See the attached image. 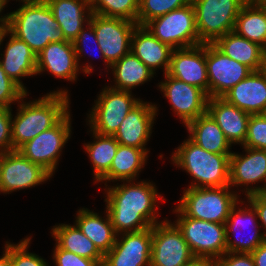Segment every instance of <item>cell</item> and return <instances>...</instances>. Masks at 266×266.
<instances>
[{"label":"cell","instance_id":"cell-1","mask_svg":"<svg viewBox=\"0 0 266 266\" xmlns=\"http://www.w3.org/2000/svg\"><path fill=\"white\" fill-rule=\"evenodd\" d=\"M127 183L105 188L106 211L118 236L145 230L159 223L156 202L162 196L157 194L155 185L144 180L137 184L133 181Z\"/></svg>","mask_w":266,"mask_h":266},{"label":"cell","instance_id":"cell-2","mask_svg":"<svg viewBox=\"0 0 266 266\" xmlns=\"http://www.w3.org/2000/svg\"><path fill=\"white\" fill-rule=\"evenodd\" d=\"M26 96L18 102L20 105L14 119L12 116V151L55 126L69 112L68 90L53 91L27 103L23 101Z\"/></svg>","mask_w":266,"mask_h":266},{"label":"cell","instance_id":"cell-3","mask_svg":"<svg viewBox=\"0 0 266 266\" xmlns=\"http://www.w3.org/2000/svg\"><path fill=\"white\" fill-rule=\"evenodd\" d=\"M8 27L36 56L51 42L67 41L46 1L23 2L9 13Z\"/></svg>","mask_w":266,"mask_h":266},{"label":"cell","instance_id":"cell-4","mask_svg":"<svg viewBox=\"0 0 266 266\" xmlns=\"http://www.w3.org/2000/svg\"><path fill=\"white\" fill-rule=\"evenodd\" d=\"M230 156L206 151L187 138L172 154V162L194 178L189 187H223L229 186Z\"/></svg>","mask_w":266,"mask_h":266},{"label":"cell","instance_id":"cell-5","mask_svg":"<svg viewBox=\"0 0 266 266\" xmlns=\"http://www.w3.org/2000/svg\"><path fill=\"white\" fill-rule=\"evenodd\" d=\"M230 186L184 189L177 207L190 218L225 224L238 201Z\"/></svg>","mask_w":266,"mask_h":266},{"label":"cell","instance_id":"cell-6","mask_svg":"<svg viewBox=\"0 0 266 266\" xmlns=\"http://www.w3.org/2000/svg\"><path fill=\"white\" fill-rule=\"evenodd\" d=\"M175 225L181 231L194 257L218 260L227 252L225 224L187 217L177 206Z\"/></svg>","mask_w":266,"mask_h":266},{"label":"cell","instance_id":"cell-7","mask_svg":"<svg viewBox=\"0 0 266 266\" xmlns=\"http://www.w3.org/2000/svg\"><path fill=\"white\" fill-rule=\"evenodd\" d=\"M191 3L199 40L205 44L234 31L236 18L246 0H191Z\"/></svg>","mask_w":266,"mask_h":266},{"label":"cell","instance_id":"cell-8","mask_svg":"<svg viewBox=\"0 0 266 266\" xmlns=\"http://www.w3.org/2000/svg\"><path fill=\"white\" fill-rule=\"evenodd\" d=\"M157 39L172 49L201 44L196 29L195 9L192 3L151 19L144 25Z\"/></svg>","mask_w":266,"mask_h":266},{"label":"cell","instance_id":"cell-9","mask_svg":"<svg viewBox=\"0 0 266 266\" xmlns=\"http://www.w3.org/2000/svg\"><path fill=\"white\" fill-rule=\"evenodd\" d=\"M131 92L105 87L88 115L90 129L101 135H114L129 111L141 101L133 98Z\"/></svg>","mask_w":266,"mask_h":266},{"label":"cell","instance_id":"cell-10","mask_svg":"<svg viewBox=\"0 0 266 266\" xmlns=\"http://www.w3.org/2000/svg\"><path fill=\"white\" fill-rule=\"evenodd\" d=\"M70 120L69 111L55 126L26 142L18 151L52 176L58 165L62 148L71 137Z\"/></svg>","mask_w":266,"mask_h":266},{"label":"cell","instance_id":"cell-11","mask_svg":"<svg viewBox=\"0 0 266 266\" xmlns=\"http://www.w3.org/2000/svg\"><path fill=\"white\" fill-rule=\"evenodd\" d=\"M89 23L94 27L103 57L110 65L130 52L136 22L92 13Z\"/></svg>","mask_w":266,"mask_h":266},{"label":"cell","instance_id":"cell-12","mask_svg":"<svg viewBox=\"0 0 266 266\" xmlns=\"http://www.w3.org/2000/svg\"><path fill=\"white\" fill-rule=\"evenodd\" d=\"M194 258L178 227L167 219L152 226L150 266H183Z\"/></svg>","mask_w":266,"mask_h":266},{"label":"cell","instance_id":"cell-13","mask_svg":"<svg viewBox=\"0 0 266 266\" xmlns=\"http://www.w3.org/2000/svg\"><path fill=\"white\" fill-rule=\"evenodd\" d=\"M206 64L209 98L222 97L252 70L224 55L212 43H206Z\"/></svg>","mask_w":266,"mask_h":266},{"label":"cell","instance_id":"cell-14","mask_svg":"<svg viewBox=\"0 0 266 266\" xmlns=\"http://www.w3.org/2000/svg\"><path fill=\"white\" fill-rule=\"evenodd\" d=\"M165 81L159 83V89L169 99L176 115L185 126L207 113L209 96L200 88L180 81L167 73Z\"/></svg>","mask_w":266,"mask_h":266},{"label":"cell","instance_id":"cell-15","mask_svg":"<svg viewBox=\"0 0 266 266\" xmlns=\"http://www.w3.org/2000/svg\"><path fill=\"white\" fill-rule=\"evenodd\" d=\"M52 177L40 165L25 158L18 150L5 152L0 173V192L9 194L16 190L40 185Z\"/></svg>","mask_w":266,"mask_h":266},{"label":"cell","instance_id":"cell-16","mask_svg":"<svg viewBox=\"0 0 266 266\" xmlns=\"http://www.w3.org/2000/svg\"><path fill=\"white\" fill-rule=\"evenodd\" d=\"M118 237L111 250L104 255L102 266H150L152 227L122 233L121 239Z\"/></svg>","mask_w":266,"mask_h":266},{"label":"cell","instance_id":"cell-17","mask_svg":"<svg viewBox=\"0 0 266 266\" xmlns=\"http://www.w3.org/2000/svg\"><path fill=\"white\" fill-rule=\"evenodd\" d=\"M167 74L202 89L208 95L206 43L173 49Z\"/></svg>","mask_w":266,"mask_h":266},{"label":"cell","instance_id":"cell-18","mask_svg":"<svg viewBox=\"0 0 266 266\" xmlns=\"http://www.w3.org/2000/svg\"><path fill=\"white\" fill-rule=\"evenodd\" d=\"M246 155L233 152L230 156L229 186H247L245 195L266 191V150L243 147ZM263 181V182H262ZM262 182L264 186L250 187L248 184Z\"/></svg>","mask_w":266,"mask_h":266},{"label":"cell","instance_id":"cell-19","mask_svg":"<svg viewBox=\"0 0 266 266\" xmlns=\"http://www.w3.org/2000/svg\"><path fill=\"white\" fill-rule=\"evenodd\" d=\"M155 104L141 100L133 107L113 135L120 145L146 149L157 115Z\"/></svg>","mask_w":266,"mask_h":266},{"label":"cell","instance_id":"cell-20","mask_svg":"<svg viewBox=\"0 0 266 266\" xmlns=\"http://www.w3.org/2000/svg\"><path fill=\"white\" fill-rule=\"evenodd\" d=\"M222 98L250 115L266 114V69L252 71Z\"/></svg>","mask_w":266,"mask_h":266},{"label":"cell","instance_id":"cell-21","mask_svg":"<svg viewBox=\"0 0 266 266\" xmlns=\"http://www.w3.org/2000/svg\"><path fill=\"white\" fill-rule=\"evenodd\" d=\"M79 68L74 45L70 41L51 42L37 55V74L46 70L55 77L74 82Z\"/></svg>","mask_w":266,"mask_h":266},{"label":"cell","instance_id":"cell-22","mask_svg":"<svg viewBox=\"0 0 266 266\" xmlns=\"http://www.w3.org/2000/svg\"><path fill=\"white\" fill-rule=\"evenodd\" d=\"M207 113L214 119L231 143L243 145L250 114L230 104L222 97L209 98Z\"/></svg>","mask_w":266,"mask_h":266},{"label":"cell","instance_id":"cell-23","mask_svg":"<svg viewBox=\"0 0 266 266\" xmlns=\"http://www.w3.org/2000/svg\"><path fill=\"white\" fill-rule=\"evenodd\" d=\"M238 203L239 202H237L231 209L228 219L225 223L227 252L252 253L260 244L265 241V238L263 233L260 232L259 227L261 226L260 223L257 222L258 219L256 218H258V215L253 205L248 202V209L247 207L241 209L237 207ZM247 225H251L253 226L252 228H255L253 233L249 235V238H238L233 242V240L230 238V233L233 231V234L235 235V230L239 229L240 227L244 228Z\"/></svg>","mask_w":266,"mask_h":266},{"label":"cell","instance_id":"cell-24","mask_svg":"<svg viewBox=\"0 0 266 266\" xmlns=\"http://www.w3.org/2000/svg\"><path fill=\"white\" fill-rule=\"evenodd\" d=\"M9 42H7L3 51V60H0V66L10 79L17 83L26 93V87L20 78L37 75L36 65L37 56L31 48L21 39L9 31Z\"/></svg>","mask_w":266,"mask_h":266},{"label":"cell","instance_id":"cell-25","mask_svg":"<svg viewBox=\"0 0 266 266\" xmlns=\"http://www.w3.org/2000/svg\"><path fill=\"white\" fill-rule=\"evenodd\" d=\"M172 48L157 39L145 26L137 25L131 36L130 51L154 73L163 67L164 74L170 65Z\"/></svg>","mask_w":266,"mask_h":266},{"label":"cell","instance_id":"cell-26","mask_svg":"<svg viewBox=\"0 0 266 266\" xmlns=\"http://www.w3.org/2000/svg\"><path fill=\"white\" fill-rule=\"evenodd\" d=\"M212 44L224 55L246 65L252 71L265 69V49L235 31L219 37Z\"/></svg>","mask_w":266,"mask_h":266},{"label":"cell","instance_id":"cell-27","mask_svg":"<svg viewBox=\"0 0 266 266\" xmlns=\"http://www.w3.org/2000/svg\"><path fill=\"white\" fill-rule=\"evenodd\" d=\"M50 6L55 20L60 25L65 39L73 42L89 22L91 12L90 0H45ZM86 13L88 14L86 16Z\"/></svg>","mask_w":266,"mask_h":266},{"label":"cell","instance_id":"cell-28","mask_svg":"<svg viewBox=\"0 0 266 266\" xmlns=\"http://www.w3.org/2000/svg\"><path fill=\"white\" fill-rule=\"evenodd\" d=\"M186 127L190 133L189 139L204 150L215 154H232L231 143L208 113L189 122Z\"/></svg>","mask_w":266,"mask_h":266},{"label":"cell","instance_id":"cell-29","mask_svg":"<svg viewBox=\"0 0 266 266\" xmlns=\"http://www.w3.org/2000/svg\"><path fill=\"white\" fill-rule=\"evenodd\" d=\"M76 225L82 233L89 238L97 249L105 255L114 246L117 234L106 211V217L102 219L99 214L82 208L77 211Z\"/></svg>","mask_w":266,"mask_h":266},{"label":"cell","instance_id":"cell-30","mask_svg":"<svg viewBox=\"0 0 266 266\" xmlns=\"http://www.w3.org/2000/svg\"><path fill=\"white\" fill-rule=\"evenodd\" d=\"M149 150L120 145L109 171L98 181H134L148 158Z\"/></svg>","mask_w":266,"mask_h":266},{"label":"cell","instance_id":"cell-31","mask_svg":"<svg viewBox=\"0 0 266 266\" xmlns=\"http://www.w3.org/2000/svg\"><path fill=\"white\" fill-rule=\"evenodd\" d=\"M115 85L118 90L131 91L134 87L149 81L155 74L131 51L111 65Z\"/></svg>","mask_w":266,"mask_h":266},{"label":"cell","instance_id":"cell-32","mask_svg":"<svg viewBox=\"0 0 266 266\" xmlns=\"http://www.w3.org/2000/svg\"><path fill=\"white\" fill-rule=\"evenodd\" d=\"M52 236L61 249L95 261H103L104 255L95 244L87 238L80 228L74 224H59L52 228Z\"/></svg>","mask_w":266,"mask_h":266},{"label":"cell","instance_id":"cell-33","mask_svg":"<svg viewBox=\"0 0 266 266\" xmlns=\"http://www.w3.org/2000/svg\"><path fill=\"white\" fill-rule=\"evenodd\" d=\"M234 31L266 49V7L246 2L236 18Z\"/></svg>","mask_w":266,"mask_h":266},{"label":"cell","instance_id":"cell-34","mask_svg":"<svg viewBox=\"0 0 266 266\" xmlns=\"http://www.w3.org/2000/svg\"><path fill=\"white\" fill-rule=\"evenodd\" d=\"M90 131L96 140L84 147L93 165L94 180L98 182L109 171L119 143L113 135H101Z\"/></svg>","mask_w":266,"mask_h":266},{"label":"cell","instance_id":"cell-35","mask_svg":"<svg viewBox=\"0 0 266 266\" xmlns=\"http://www.w3.org/2000/svg\"><path fill=\"white\" fill-rule=\"evenodd\" d=\"M140 0H91V12L137 23Z\"/></svg>","mask_w":266,"mask_h":266},{"label":"cell","instance_id":"cell-36","mask_svg":"<svg viewBox=\"0 0 266 266\" xmlns=\"http://www.w3.org/2000/svg\"><path fill=\"white\" fill-rule=\"evenodd\" d=\"M190 3L191 0H140L137 24L144 26L151 19L185 7Z\"/></svg>","mask_w":266,"mask_h":266},{"label":"cell","instance_id":"cell-37","mask_svg":"<svg viewBox=\"0 0 266 266\" xmlns=\"http://www.w3.org/2000/svg\"><path fill=\"white\" fill-rule=\"evenodd\" d=\"M242 146L266 150V114L250 115Z\"/></svg>","mask_w":266,"mask_h":266},{"label":"cell","instance_id":"cell-38","mask_svg":"<svg viewBox=\"0 0 266 266\" xmlns=\"http://www.w3.org/2000/svg\"><path fill=\"white\" fill-rule=\"evenodd\" d=\"M31 236L21 240L17 245L10 243V266H49L45 259L29 253Z\"/></svg>","mask_w":266,"mask_h":266},{"label":"cell","instance_id":"cell-39","mask_svg":"<svg viewBox=\"0 0 266 266\" xmlns=\"http://www.w3.org/2000/svg\"><path fill=\"white\" fill-rule=\"evenodd\" d=\"M27 93L8 77L0 66V106L11 108L12 102L20 101Z\"/></svg>","mask_w":266,"mask_h":266},{"label":"cell","instance_id":"cell-40","mask_svg":"<svg viewBox=\"0 0 266 266\" xmlns=\"http://www.w3.org/2000/svg\"><path fill=\"white\" fill-rule=\"evenodd\" d=\"M53 252V261H55L56 266H102L103 264V261L87 259L61 249L57 244Z\"/></svg>","mask_w":266,"mask_h":266},{"label":"cell","instance_id":"cell-41","mask_svg":"<svg viewBox=\"0 0 266 266\" xmlns=\"http://www.w3.org/2000/svg\"><path fill=\"white\" fill-rule=\"evenodd\" d=\"M12 109L0 106V151H12Z\"/></svg>","mask_w":266,"mask_h":266},{"label":"cell","instance_id":"cell-42","mask_svg":"<svg viewBox=\"0 0 266 266\" xmlns=\"http://www.w3.org/2000/svg\"><path fill=\"white\" fill-rule=\"evenodd\" d=\"M87 27L85 29V27L78 33L77 38L73 41V45H74V49H75V53H76V57H77V61L80 60L81 56L83 55V52H85V46L87 45L86 43L89 41L95 42V46L98 47V52L101 53L102 59H104L105 63H107L106 67L107 68H111V65L105 60V58L103 57L101 48L98 44L97 41V37H96V33L94 30V27L88 22L86 23ZM87 30V31H86ZM89 45V44H88ZM80 57V58H79Z\"/></svg>","mask_w":266,"mask_h":266},{"label":"cell","instance_id":"cell-43","mask_svg":"<svg viewBox=\"0 0 266 266\" xmlns=\"http://www.w3.org/2000/svg\"><path fill=\"white\" fill-rule=\"evenodd\" d=\"M216 266H255L251 253L226 252L215 261Z\"/></svg>","mask_w":266,"mask_h":266},{"label":"cell","instance_id":"cell-44","mask_svg":"<svg viewBox=\"0 0 266 266\" xmlns=\"http://www.w3.org/2000/svg\"><path fill=\"white\" fill-rule=\"evenodd\" d=\"M247 202H250L257 211L258 219L261 221L260 226L266 230V191L258 194L247 196ZM266 240V232H262Z\"/></svg>","mask_w":266,"mask_h":266},{"label":"cell","instance_id":"cell-45","mask_svg":"<svg viewBox=\"0 0 266 266\" xmlns=\"http://www.w3.org/2000/svg\"><path fill=\"white\" fill-rule=\"evenodd\" d=\"M255 266H266V240L251 253Z\"/></svg>","mask_w":266,"mask_h":266},{"label":"cell","instance_id":"cell-46","mask_svg":"<svg viewBox=\"0 0 266 266\" xmlns=\"http://www.w3.org/2000/svg\"><path fill=\"white\" fill-rule=\"evenodd\" d=\"M183 266H216V265L215 261L213 260L202 257H194Z\"/></svg>","mask_w":266,"mask_h":266},{"label":"cell","instance_id":"cell-47","mask_svg":"<svg viewBox=\"0 0 266 266\" xmlns=\"http://www.w3.org/2000/svg\"><path fill=\"white\" fill-rule=\"evenodd\" d=\"M5 250L3 255L0 258V266H10V243L6 242Z\"/></svg>","mask_w":266,"mask_h":266},{"label":"cell","instance_id":"cell-48","mask_svg":"<svg viewBox=\"0 0 266 266\" xmlns=\"http://www.w3.org/2000/svg\"><path fill=\"white\" fill-rule=\"evenodd\" d=\"M7 2H9V1L8 0H0V13L2 12L3 8L6 6ZM8 18H9V14H7L5 16H1L0 24H8Z\"/></svg>","mask_w":266,"mask_h":266},{"label":"cell","instance_id":"cell-49","mask_svg":"<svg viewBox=\"0 0 266 266\" xmlns=\"http://www.w3.org/2000/svg\"><path fill=\"white\" fill-rule=\"evenodd\" d=\"M9 35V27L8 24H0V45L4 40V37Z\"/></svg>","mask_w":266,"mask_h":266},{"label":"cell","instance_id":"cell-50","mask_svg":"<svg viewBox=\"0 0 266 266\" xmlns=\"http://www.w3.org/2000/svg\"><path fill=\"white\" fill-rule=\"evenodd\" d=\"M251 5L266 7V0H246Z\"/></svg>","mask_w":266,"mask_h":266},{"label":"cell","instance_id":"cell-51","mask_svg":"<svg viewBox=\"0 0 266 266\" xmlns=\"http://www.w3.org/2000/svg\"><path fill=\"white\" fill-rule=\"evenodd\" d=\"M4 154H5V152L0 151V173H1V165H2V162H3V159H4Z\"/></svg>","mask_w":266,"mask_h":266},{"label":"cell","instance_id":"cell-52","mask_svg":"<svg viewBox=\"0 0 266 266\" xmlns=\"http://www.w3.org/2000/svg\"><path fill=\"white\" fill-rule=\"evenodd\" d=\"M22 2H30V1H45V0H21Z\"/></svg>","mask_w":266,"mask_h":266},{"label":"cell","instance_id":"cell-53","mask_svg":"<svg viewBox=\"0 0 266 266\" xmlns=\"http://www.w3.org/2000/svg\"><path fill=\"white\" fill-rule=\"evenodd\" d=\"M265 69H266V49H265Z\"/></svg>","mask_w":266,"mask_h":266}]
</instances>
